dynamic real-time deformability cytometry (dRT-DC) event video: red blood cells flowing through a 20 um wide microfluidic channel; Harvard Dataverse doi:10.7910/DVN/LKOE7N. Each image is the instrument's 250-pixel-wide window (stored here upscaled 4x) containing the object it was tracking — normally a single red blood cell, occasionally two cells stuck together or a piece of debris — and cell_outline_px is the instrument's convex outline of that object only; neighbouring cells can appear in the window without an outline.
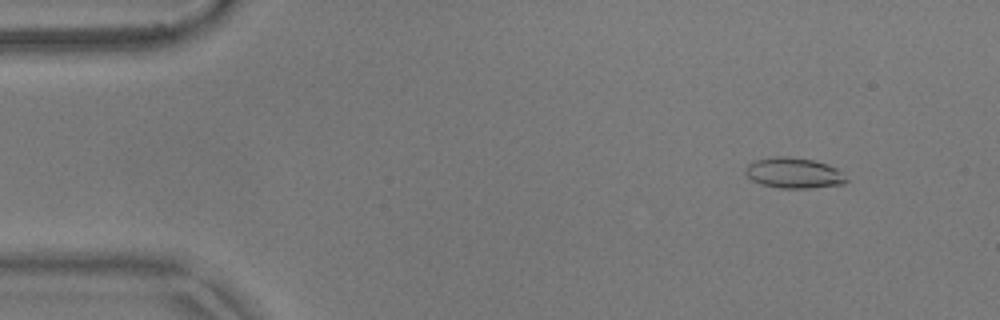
{"species": "common noctule bat (a hibernating species)", "species_latin": "Nyctalus noctula", "temperature_condition": "warm", "stored_images_in_passage": 53, "camera_frame_rate_fps": 3000, "um_per_image_px": 0.085, "animal": {"sex": "male", "body_mass_g": 17.9}, "frame": {"image": 1, "passage_image": 4, "time_ms": 1.0, "image_size_px": [1000, 320], "cell_outline_px": [[848, 180], [844, 184], [808, 188], [780, 188], [760, 184], [752, 180], [744, 172], [744, 168], [752, 160], [772, 156], [788, 156], [812, 160], [828, 164], [836, 168]], "centroid_in_image_um": [67.42, 14.69], "position_along_channel_um": 17.6, "area_um2": 18.09}}
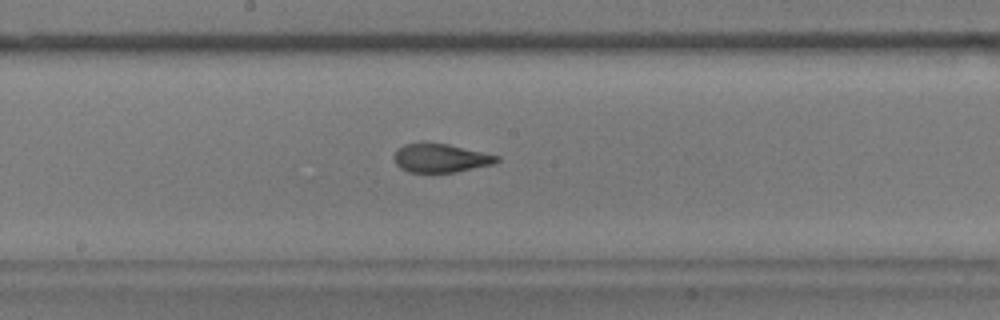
{"frame": {"image": 2, "passage_image": 27, "time_ms": 8.667, "image_size_px": [1000, 320], "cell_outline_px": [[500, 160], [492, 164], [456, 172], [408, 172], [400, 168], [396, 164], [392, 156], [396, 148], [404, 144], [448, 144], [500, 156]], "centroid_in_image_um": [37.42, 13.45], "position_along_channel_um": 210.8, "area_um2": 16.99}}
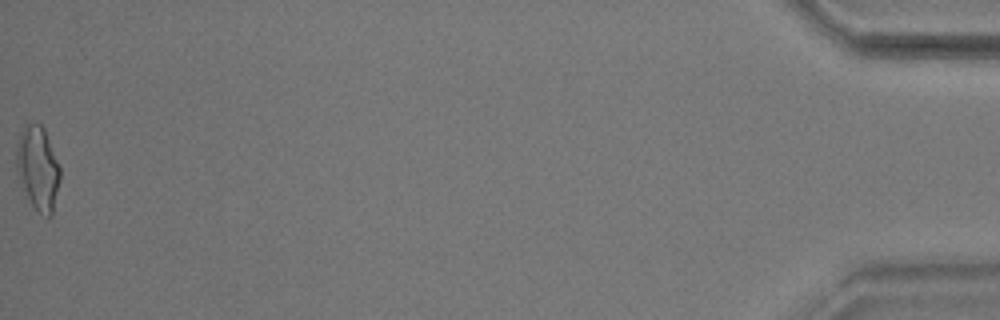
{"frame": {"image": 3, "passage_image": 53, "time_ms": 17.333, "image_size_px": [1000, 320], "cell_outline_px": [[60, 180], [52, 216], [48, 220], [32, 204], [24, 188], [16, 164], [16, 144], [20, 132], [24, 124], [40, 124], [44, 128], [60, 168]], "centroid_in_image_um": [3.24, 14.28], "position_along_channel_um": 432.0, "area_um2": 20.98}, "authors_computed_cell_mechanics": {"area_um2": 17.6868, "velocity_mm_per_s": 3.7105, "shape_relaxation_time_tau1_ms": 6.1243, "shape_relaxation_time_tau2_ms": 1.3228, "deformation_change_tau1": 0.2005, "deformation_change_tau2": 0.0907}}